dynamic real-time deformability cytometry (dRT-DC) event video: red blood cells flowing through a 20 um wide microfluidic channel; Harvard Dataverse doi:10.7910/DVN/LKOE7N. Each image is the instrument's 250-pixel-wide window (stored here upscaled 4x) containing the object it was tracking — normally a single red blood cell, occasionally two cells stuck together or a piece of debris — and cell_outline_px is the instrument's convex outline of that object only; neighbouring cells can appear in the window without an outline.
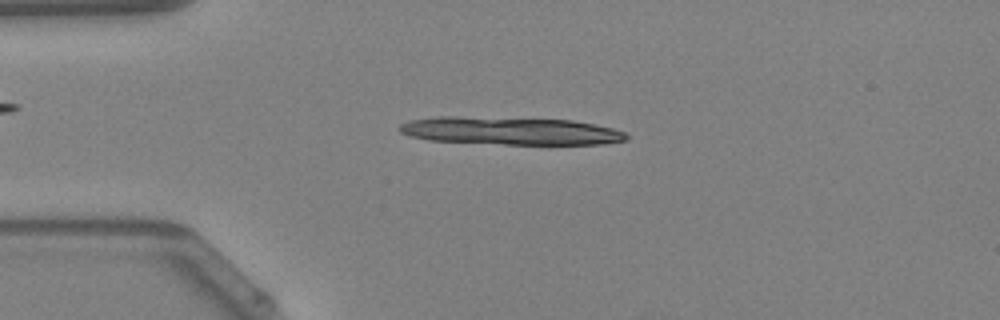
{"species": "Egyptian fruit bat (a non-hibernating species)", "species_latin": "Rousettus aegyptiacus", "temperature_condition": "warm", "stored_images_in_passage": 16, "camera_frame_rate_fps": 3000, "um_per_image_px": 0.085, "animal": {"sex": "female"}, "frame": {"image": 1, "passage_image": 10, "time_ms": 3.0, "image_size_px": [1000, 320], "cell_outline_px": [[628, 140], [604, 144], [504, 144], [428, 140], [408, 136], [400, 132], [396, 128], [400, 124], [408, 120], [432, 116], [456, 116], [572, 120], [596, 124], [612, 128], [624, 132], [628, 136]], "centroid_in_image_um": [43.32, 11.12], "position_along_channel_um": 41.7, "area_um2": 37.05}}